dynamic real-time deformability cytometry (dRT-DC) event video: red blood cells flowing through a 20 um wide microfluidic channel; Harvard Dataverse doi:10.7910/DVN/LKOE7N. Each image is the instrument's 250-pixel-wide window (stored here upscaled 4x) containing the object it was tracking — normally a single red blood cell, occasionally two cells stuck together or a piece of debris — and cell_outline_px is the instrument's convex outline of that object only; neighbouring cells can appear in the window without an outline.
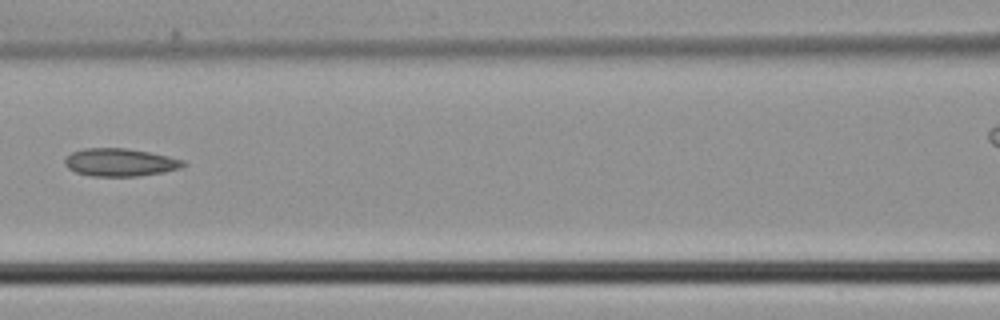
{"species": "common noctule bat (a hibernating species)", "species_latin": "Nyctalus noctula", "temperature_condition": "cold", "stored_images_in_passage": 5, "camera_frame_rate_fps": 3000, "um_per_image_px": 0.085, "animal": {"sex": "male", "body_mass_g": 21.5, "forearm_length_mm": 52.0}, "frame": {"image": 1, "passage_image": 5, "time_ms": 1.333, "image_size_px": [1000, 320], "cell_outline_px": [[188, 164], [180, 168], [164, 172], [136, 176], [92, 176], [76, 172], [68, 168], [64, 164], [64, 160], [72, 152], [84, 148], [124, 148], [148, 152], [168, 156], [184, 160]], "centroid_in_image_um": [10.21, 13.8], "position_along_channel_um": 156.4, "area_um2": 19.13}}